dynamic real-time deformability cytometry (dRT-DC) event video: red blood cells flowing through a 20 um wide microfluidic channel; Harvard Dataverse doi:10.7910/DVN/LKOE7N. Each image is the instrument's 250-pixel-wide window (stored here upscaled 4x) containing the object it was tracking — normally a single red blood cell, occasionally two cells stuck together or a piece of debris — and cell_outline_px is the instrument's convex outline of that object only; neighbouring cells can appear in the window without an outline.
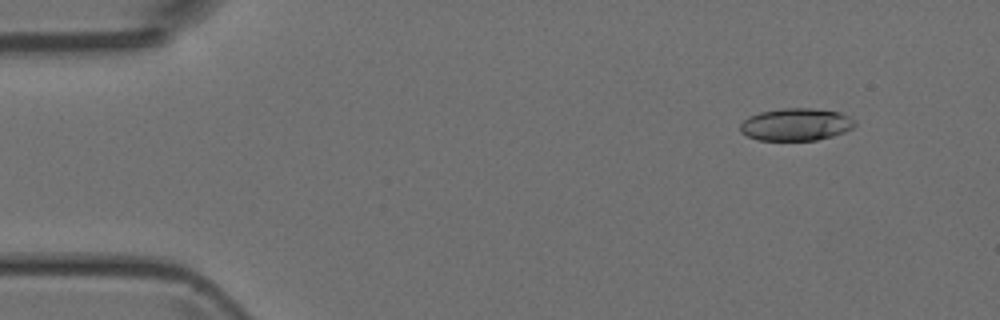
{"species": "Egyptian fruit bat (a non-hibernating species)", "species_latin": "Rousettus aegyptiacus", "temperature_condition": "room temperature", "stored_images_in_passage": 50, "camera_frame_rate_fps": 3000, "um_per_image_px": 0.085, "animal": {"sex": "female"}, "frame": {"image": 1, "passage_image": 5, "time_ms": 1.333, "image_size_px": [1000, 320], "cell_outline_px": [[856, 124], [852, 128], [844, 132], [832, 136], [816, 140], [760, 140], [748, 136], [740, 132], [740, 124], [748, 116], [760, 112], [780, 108], [812, 108], [840, 112], [856, 120]], "centroid_in_image_um": [67.66, 10.57], "position_along_channel_um": 17.3, "area_um2": 21.73}}
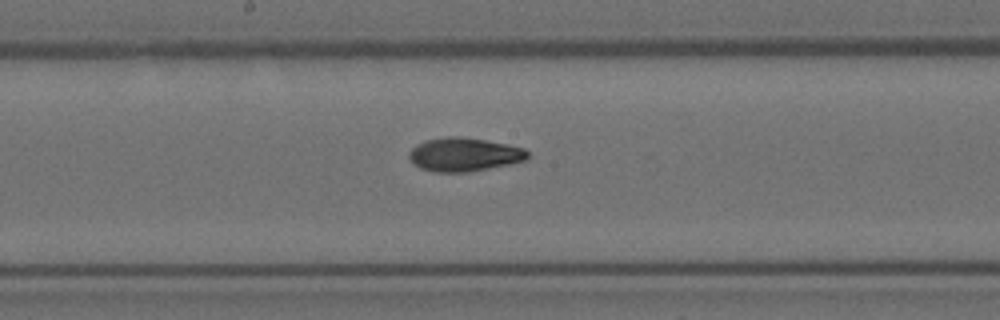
{"frame": {"image": 2, "passage_image": 26, "time_ms": 8.333, "image_size_px": [1000, 320], "cell_outline_px": [[528, 160], [468, 172], [436, 172], [420, 168], [408, 156], [408, 152], [416, 144], [424, 140], [448, 136], [456, 136], [484, 140], [508, 144], [524, 148], [528, 152]], "centroid_in_image_um": [39.45, 13.13], "position_along_channel_um": 208.8, "area_um2": 23.12}}
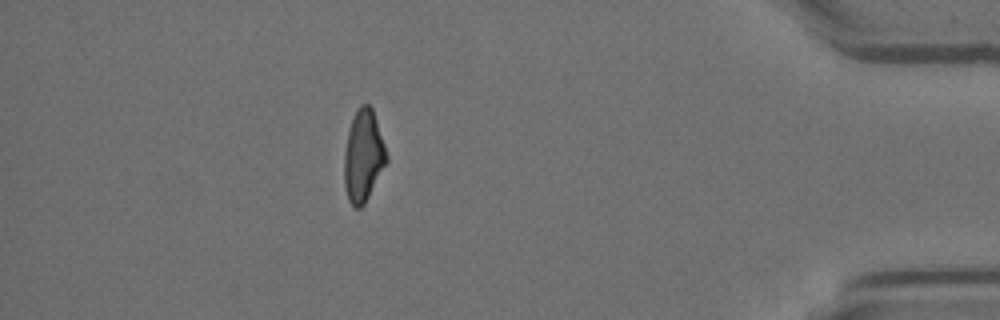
{"frame": {"image": 3, "passage_image": 44, "time_ms": 14.333, "image_size_px": [1000, 320], "cell_outline_px": [[388, 160], [364, 204], [360, 208], [356, 208], [348, 200], [344, 184], [344, 152], [348, 132], [356, 108], [360, 104], [368, 104], [372, 108], [388, 156]], "centroid_in_image_um": [30.87, 13.25], "position_along_channel_um": 404.3, "area_um2": 22.43}}